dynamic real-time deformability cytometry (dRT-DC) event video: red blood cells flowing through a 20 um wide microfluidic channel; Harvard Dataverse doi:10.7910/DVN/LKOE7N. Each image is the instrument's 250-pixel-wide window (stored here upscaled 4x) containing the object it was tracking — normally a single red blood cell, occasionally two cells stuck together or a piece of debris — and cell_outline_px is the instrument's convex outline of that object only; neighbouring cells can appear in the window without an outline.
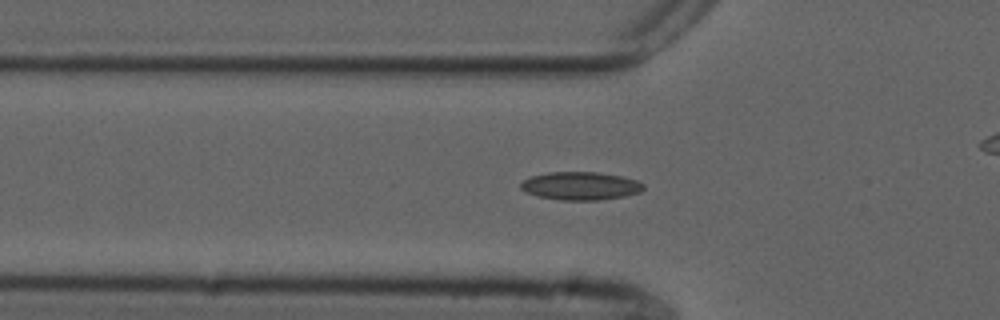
{"species": "common noctule bat (a hibernating species)", "species_latin": "Nyctalus noctula", "temperature_condition": "cold", "stored_images_in_passage": 44, "camera_frame_rate_fps": 3000, "um_per_image_px": 0.085, "animal": {"sex": "male", "forearm_length_mm": 52.5}, "frame": {"image": 1, "passage_image": 7, "time_ms": 2.0, "image_size_px": [1000, 320], "cell_outline_px": [[644, 188], [640, 192], [624, 196], [600, 200], [560, 200], [536, 196], [520, 188], [520, 184], [524, 180], [532, 176], [548, 172], [596, 172], [620, 176], [636, 180], [644, 184]], "centroid_in_image_um": [49.34, 15.8], "position_along_channel_um": 76.5, "area_um2": 20.0}}
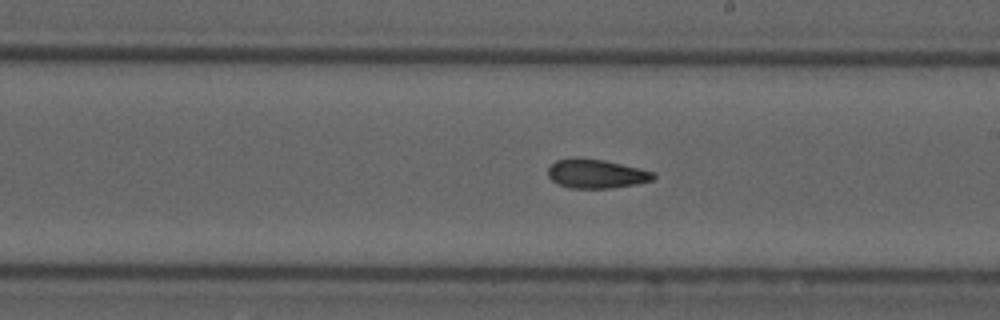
{"frame": {"image": 2, "passage_image": 20, "time_ms": 6.333, "image_size_px": [1000, 320], "cell_outline_px": [[656, 176], [652, 180], [636, 184], [612, 188], [568, 188], [552, 180], [548, 176], [548, 168], [556, 160], [576, 156], [604, 160], [640, 168], [656, 172]], "centroid_in_image_um": [50.68, 14.75], "position_along_channel_um": 238.3, "area_um2": 18.03}}
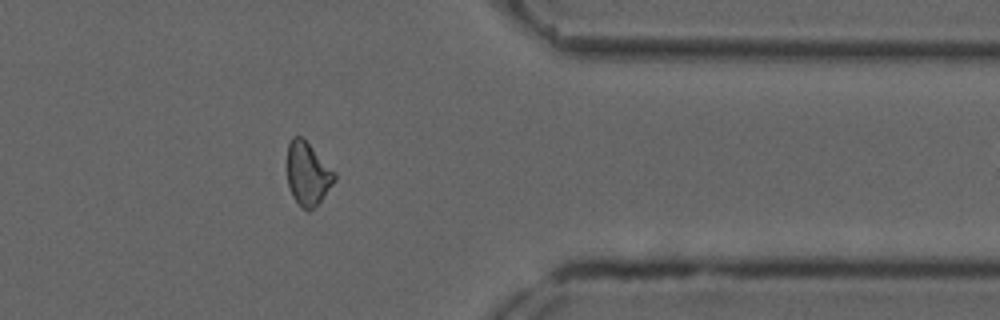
{"frame": {"image": 3, "passage_image": 33, "time_ms": 10.667, "image_size_px": [1000, 320], "cell_outline_px": [[336, 180], [320, 200], [308, 212], [300, 208], [292, 196], [288, 184], [288, 144], [292, 136], [300, 136], [336, 172]], "centroid_in_image_um": [26.15, 14.8], "position_along_channel_um": 385.2, "area_um2": 17.17}, "authors_computed_cell_mechanics": {"area_um2": 18.1492, "velocity_mm_per_s": 3.7371, "shape_relaxation_time_tau1_ms": null, "shape_relaxation_time_tau2_ms": 3.2569, "deformation_change_tau1": null, "deformation_change_tau2": 0.0903}}